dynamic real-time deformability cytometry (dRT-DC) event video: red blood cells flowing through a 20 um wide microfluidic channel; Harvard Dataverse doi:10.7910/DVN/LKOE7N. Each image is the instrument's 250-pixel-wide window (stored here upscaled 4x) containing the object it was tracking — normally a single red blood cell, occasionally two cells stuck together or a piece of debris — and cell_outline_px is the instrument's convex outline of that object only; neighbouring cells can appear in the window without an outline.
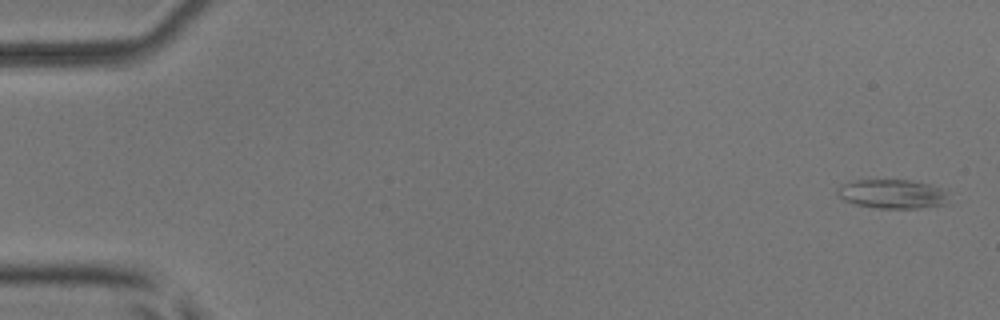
{"species": "common noctule bat (a hibernating species)", "species_latin": "Nyctalus noctula", "temperature_condition": "room temperature", "stored_images_in_passage": 5, "camera_frame_rate_fps": 3000, "um_per_image_px": 0.085, "animal": {"sex": "male", "body_mass_g": 17.9, "forearm_length_mm": 54.2}, "frame": {"image": 1, "passage_image": 1, "time_ms": 0.0, "image_size_px": [1000, 320], "cell_outline_px": [[948, 204], [920, 208], [880, 208], [856, 204], [844, 200], [836, 196], [836, 188], [840, 184], [856, 180], [908, 180], [928, 184], [940, 188], [944, 192]], "centroid_in_image_um": [75.78, 16.48], "position_along_channel_um": 9.2, "area_um2": 18.79}}
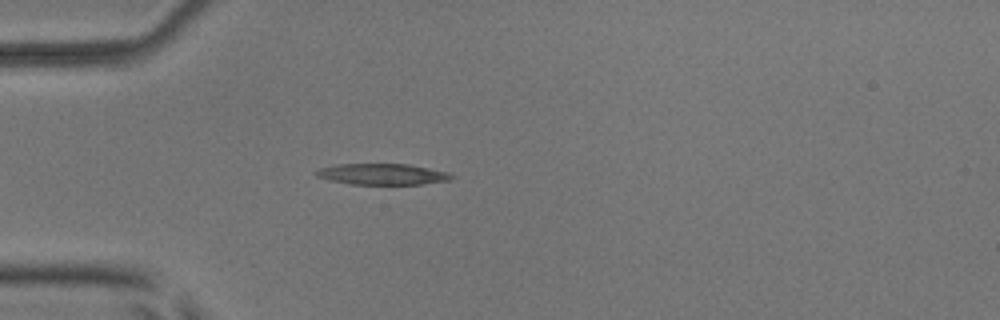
{"frame": {"image": 2, "passage_image": 5, "time_ms": 1.333, "image_size_px": [1000, 320], "cell_outline_px": [[456, 176], [452, 180], [424, 184], [352, 184], [332, 180], [316, 176], [312, 172], [320, 168], [336, 164], [408, 164], [448, 172]], "centroid_in_image_um": [32.53, 14.8], "position_along_channel_um": 52.5, "area_um2": 16.65}}